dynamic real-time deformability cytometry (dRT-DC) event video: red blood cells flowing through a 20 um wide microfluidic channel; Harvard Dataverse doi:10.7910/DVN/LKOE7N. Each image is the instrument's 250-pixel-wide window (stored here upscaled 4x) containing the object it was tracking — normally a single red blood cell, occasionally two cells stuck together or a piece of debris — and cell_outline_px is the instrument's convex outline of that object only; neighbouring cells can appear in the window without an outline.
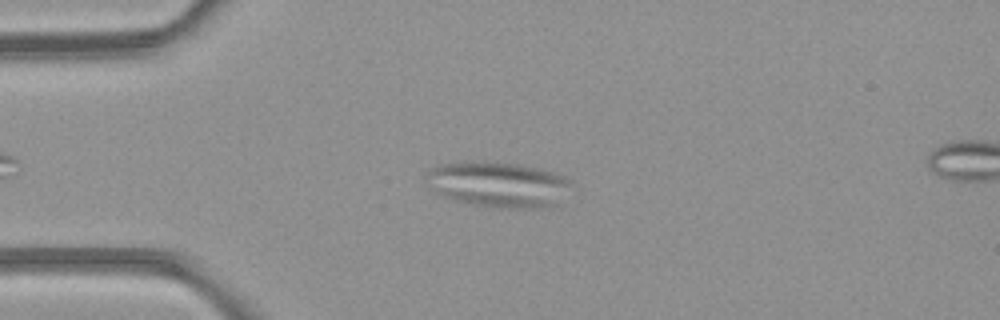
{"species": "common noctule bat (a hibernating species)", "species_latin": "Nyctalus noctula", "temperature_condition": "room temperature", "stored_images_in_passage": 5, "camera_frame_rate_fps": 3000, "um_per_image_px": 0.085, "animal": {"sex": "female", "body_mass_g": 21.9}, "frame": {"image": 1, "passage_image": 3, "time_ms": 2.333, "image_size_px": [1000, 320], "cell_outline_px": [[572, 184], [556, 204], [544, 208], [492, 208], [472, 204], [456, 200], [444, 196], [428, 188], [424, 176], [428, 168], [440, 164], [480, 160], [488, 160], [520, 164], [552, 172], [564, 176], [572, 180]], "centroid_in_image_um": [42.29, 15.66], "position_along_channel_um": 42.7, "area_um2": 39.07}}